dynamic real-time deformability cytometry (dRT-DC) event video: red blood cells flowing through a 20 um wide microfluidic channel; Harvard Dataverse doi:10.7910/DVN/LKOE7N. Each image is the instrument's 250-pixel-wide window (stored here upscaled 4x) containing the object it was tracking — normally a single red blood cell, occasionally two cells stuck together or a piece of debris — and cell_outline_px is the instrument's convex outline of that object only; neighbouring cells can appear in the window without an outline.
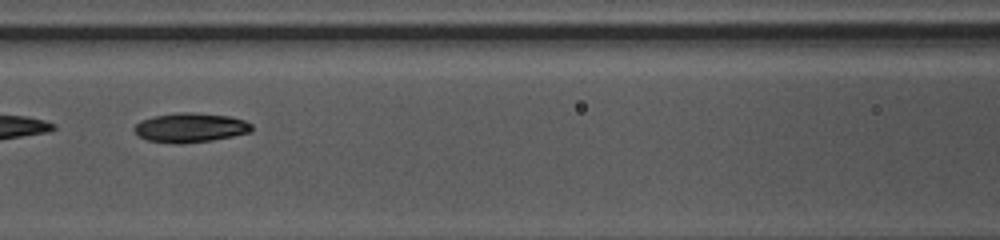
{"species": "common noctule bat (a hibernating species)", "species_latin": "Nyctalus noctula", "temperature_condition": "warm", "stored_images_in_passage": 19, "camera_frame_rate_fps": 3000, "um_per_image_px": 0.085, "animal": {"sex": "female", "body_mass_g": 10.0, "forearm_length_mm": 53.1}, "frame": {"image": 1, "passage_image": 16, "time_ms": 5.0, "image_size_px": [1000, 240], "cell_outline_px": [[252, 132], [212, 140], [180, 144], [176, 144], [148, 140], [140, 136], [132, 128], [140, 120], [156, 116], [180, 112], [192, 112], [228, 116], [244, 120], [252, 124]], "centroid_in_image_um": [16.19, 10.85], "position_along_channel_um": 150.4, "area_um2": 20.0}}